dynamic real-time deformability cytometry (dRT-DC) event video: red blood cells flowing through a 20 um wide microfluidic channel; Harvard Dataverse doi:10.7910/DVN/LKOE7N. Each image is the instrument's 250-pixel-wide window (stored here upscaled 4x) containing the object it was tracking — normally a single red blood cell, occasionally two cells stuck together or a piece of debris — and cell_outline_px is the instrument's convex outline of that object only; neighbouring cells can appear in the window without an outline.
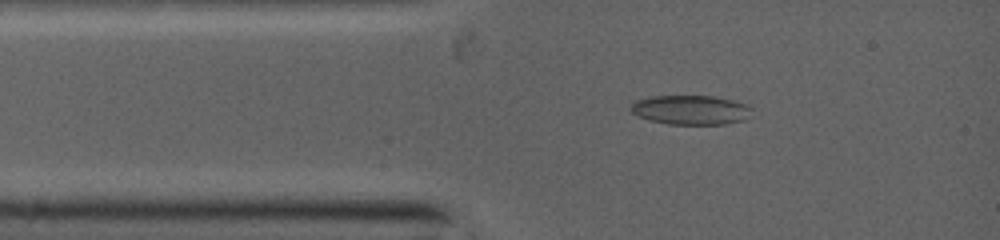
{"species": "common noctule bat (a hibernating species)", "species_latin": "Nyctalus noctula", "temperature_condition": "warm", "stored_images_in_passage": 58, "camera_frame_rate_fps": 5000, "um_per_image_px": 0.085, "animal": {"sex": "female", "body_mass_g": 19.0, "forearm_length_mm": 53.3}, "frame": {"image": 1, "passage_image": 9, "time_ms": 1.2, "image_size_px": [1000, 240], "cell_outline_px": [[752, 108], [740, 120], [724, 124], [668, 124], [652, 120], [640, 116], [632, 112], [632, 104], [636, 100], [652, 96], [712, 96], [732, 100], [744, 104]], "centroid_in_image_um": [58.66, 9.33], "position_along_channel_um": 26.3, "area_um2": 20.06}}
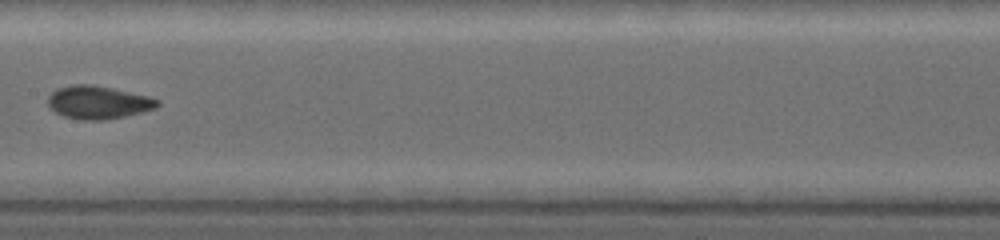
{"frame": {"image": 2, "passage_image": 36, "time_ms": 5.4, "image_size_px": [1000, 240], "cell_outline_px": [[160, 104], [152, 108], [120, 116], [96, 120], [92, 120], [64, 116], [56, 112], [48, 104], [48, 100], [52, 92], [60, 88], [108, 88], [148, 96], [156, 100]], "centroid_in_image_um": [8.34, 8.74], "position_along_channel_um": 199.1, "area_um2": 18.96}}
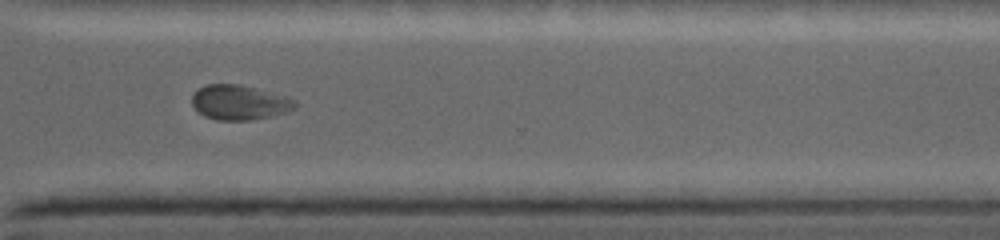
{"frame": {"image": 3, "passage_image": 57, "time_ms": 8.8, "image_size_px": [1000, 240], "cell_outline_px": [[296, 104], [292, 108], [268, 116], [248, 120], [220, 120], [208, 116], [200, 112], [192, 104], [192, 96], [200, 88], [208, 84], [236, 84], [252, 88], [292, 100]], "centroid_in_image_um": [20.23, 8.71], "position_along_channel_um": 350.4, "area_um2": 19.54}}